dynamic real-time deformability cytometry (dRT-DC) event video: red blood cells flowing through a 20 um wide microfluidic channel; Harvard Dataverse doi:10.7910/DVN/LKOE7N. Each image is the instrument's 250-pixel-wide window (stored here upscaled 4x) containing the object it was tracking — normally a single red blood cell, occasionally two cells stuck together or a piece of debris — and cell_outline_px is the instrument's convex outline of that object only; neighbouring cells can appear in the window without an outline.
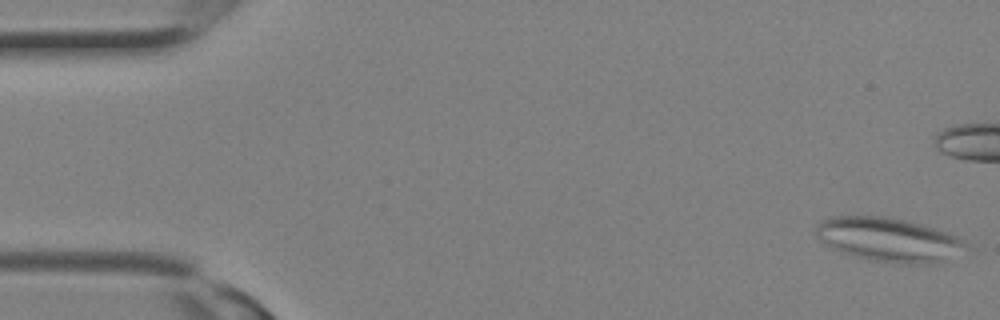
{"species": "Egyptian fruit bat (a non-hibernating species)", "species_latin": "Rousettus aegyptiacus", "temperature_condition": "room temperature", "stored_images_in_passage": 12, "camera_frame_rate_fps": 3000, "um_per_image_px": 0.085, "animal": {"sex": "female"}, "frame": {"image": 1, "passage_image": 1, "time_ms": 0.0, "image_size_px": [1000, 320], "cell_outline_px": [[976, 248], [936, 264], [904, 264], [868, 260], [832, 248], [816, 236], [816, 224], [820, 220], [828, 216], [888, 216], [920, 224], [956, 236], [964, 240]], "centroid_in_image_um": [75.62, 20.38], "position_along_channel_um": 9.4, "area_um2": 38.96}}